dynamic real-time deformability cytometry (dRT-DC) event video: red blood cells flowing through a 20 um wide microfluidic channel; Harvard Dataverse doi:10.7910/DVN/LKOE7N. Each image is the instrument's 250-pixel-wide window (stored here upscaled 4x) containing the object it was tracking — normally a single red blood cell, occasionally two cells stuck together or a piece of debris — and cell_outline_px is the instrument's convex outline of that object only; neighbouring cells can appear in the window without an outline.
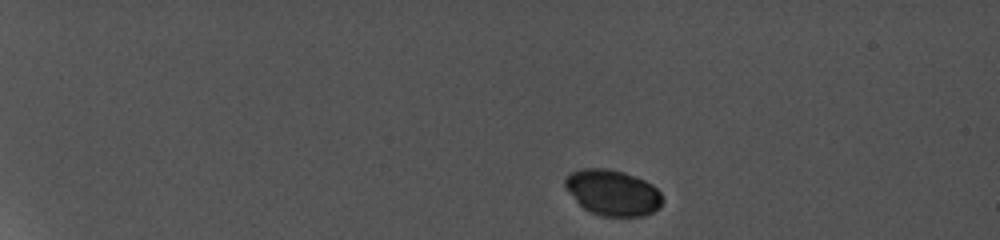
{"species": "common noctule bat (a hibernating species)", "species_latin": "Nyctalus noctula", "temperature_condition": "cold", "stored_images_in_passage": 9, "camera_frame_rate_fps": 5000, "um_per_image_px": 0.085, "animal": {"sex": "female", "body_mass_g": 19.0, "forearm_length_mm": 56.7}, "frame": {"image": 1, "passage_image": 1, "time_ms": 0.0, "image_size_px": [1000, 240], "cell_outline_px": [[664, 200], [660, 208], [644, 216], [600, 216], [584, 208], [576, 200], [564, 184], [564, 180], [572, 172], [584, 168], [604, 168], [624, 172], [644, 180], [652, 184], [660, 192]], "centroid_in_image_um": [52.12, 16.38], "position_along_channel_um": 32.9, "area_um2": 25.78}}
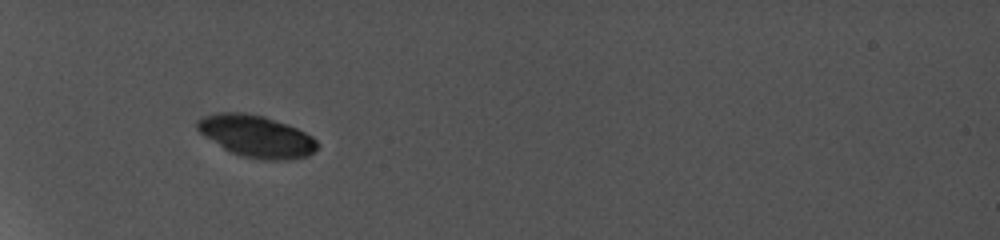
{"frame": {"image": 2, "passage_image": 5, "time_ms": 3.6, "image_size_px": [1000, 240], "cell_outline_px": [[316, 148], [308, 156], [288, 160], [260, 160], [244, 156], [232, 152], [224, 148], [204, 136], [196, 128], [196, 124], [200, 120], [208, 116], [228, 112], [236, 112], [264, 116], [296, 128], [312, 136], [316, 140]], "centroid_in_image_um": [21.82, 11.6], "position_along_channel_um": 63.2, "area_um2": 28.61}}
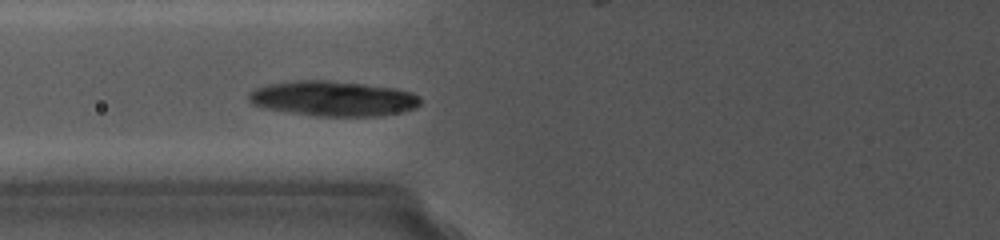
{"frame": {"image": 3, "passage_image": 7, "time_ms": 5.2, "image_size_px": [1000, 240], "cell_outline_px": [[420, 104], [416, 108], [404, 112], [380, 116], [316, 116], [260, 108], [248, 96], [252, 92], [260, 88], [272, 84], [296, 80], [328, 80], [392, 88], [408, 92], [416, 96], [420, 100]], "centroid_in_image_um": [28.35, 8.4], "position_along_channel_um": 97.4, "area_um2": 34.56}}